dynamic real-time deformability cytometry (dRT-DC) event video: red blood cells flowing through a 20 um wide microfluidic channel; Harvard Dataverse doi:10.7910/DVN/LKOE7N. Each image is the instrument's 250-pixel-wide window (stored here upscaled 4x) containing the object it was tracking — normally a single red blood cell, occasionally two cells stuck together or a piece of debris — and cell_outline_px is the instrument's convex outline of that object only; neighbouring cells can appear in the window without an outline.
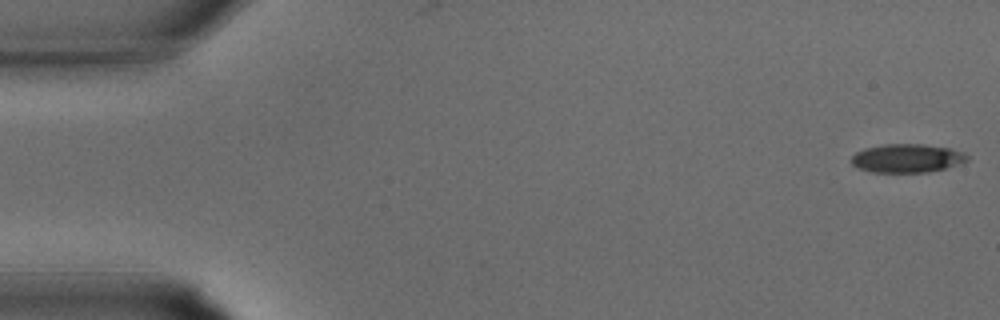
{"species": "common noctule bat (a hibernating species)", "species_latin": "Nyctalus noctula", "temperature_condition": "warm", "stored_images_in_passage": 33, "camera_frame_rate_fps": 3000, "um_per_image_px": 0.085, "animal": {"sex": "male", "body_mass_g": 15.6}, "frame": {"image": 1, "passage_image": 1, "time_ms": 0.0, "image_size_px": [1000, 320], "cell_outline_px": [[968, 160], [944, 168], [928, 172], [872, 172], [856, 168], [852, 164], [852, 156], [856, 152], [864, 148], [884, 144], [924, 144], [948, 148], [964, 152], [968, 156]], "centroid_in_image_um": [77.06, 13.45], "position_along_channel_um": 7.9, "area_um2": 19.19}}
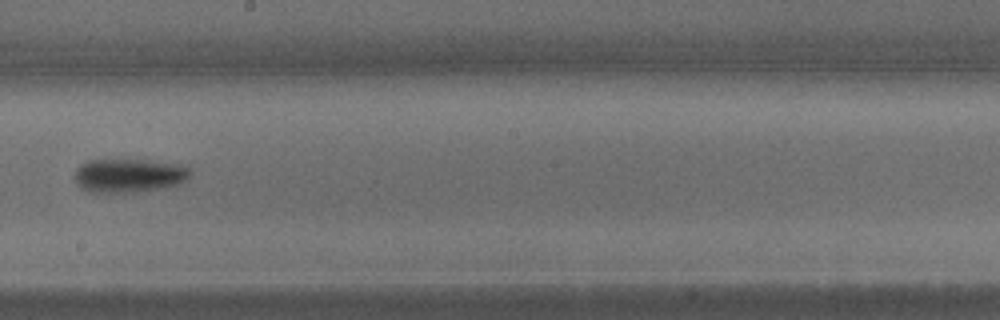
{"frame": {"image": 2, "passage_image": 19, "time_ms": 6.0, "image_size_px": [1000, 320], "cell_outline_px": [[188, 176], [180, 184], [164, 188], [140, 192], [88, 192], [80, 188], [76, 184], [72, 176], [76, 168], [80, 164], [88, 160], [144, 160], [176, 164], [188, 168]], "centroid_in_image_um": [10.86, 14.93], "position_along_channel_um": 237.3, "area_um2": 22.83}}
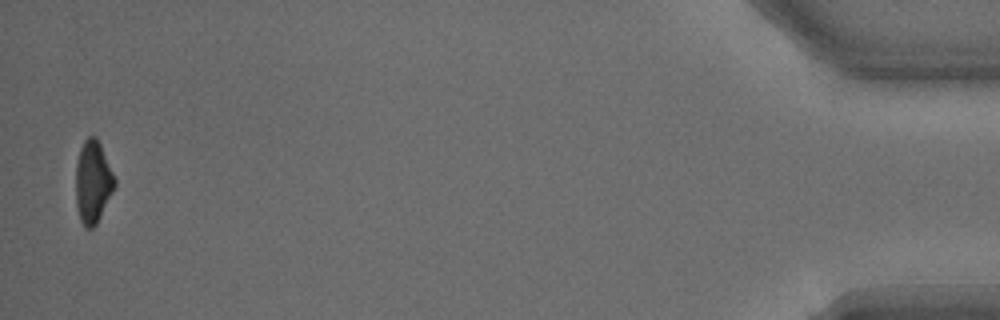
{"frame": {"image": 3, "passage_image": 33, "time_ms": 10.667, "image_size_px": [1000, 320], "cell_outline_px": [[116, 184], [96, 224], [92, 228], [84, 228], [80, 220], [76, 208], [76, 164], [80, 148], [84, 140], [88, 136], [96, 136], [100, 144], [116, 180]], "centroid_in_image_um": [7.87, 15.47], "position_along_channel_um": 427.3, "area_um2": 18.55}}